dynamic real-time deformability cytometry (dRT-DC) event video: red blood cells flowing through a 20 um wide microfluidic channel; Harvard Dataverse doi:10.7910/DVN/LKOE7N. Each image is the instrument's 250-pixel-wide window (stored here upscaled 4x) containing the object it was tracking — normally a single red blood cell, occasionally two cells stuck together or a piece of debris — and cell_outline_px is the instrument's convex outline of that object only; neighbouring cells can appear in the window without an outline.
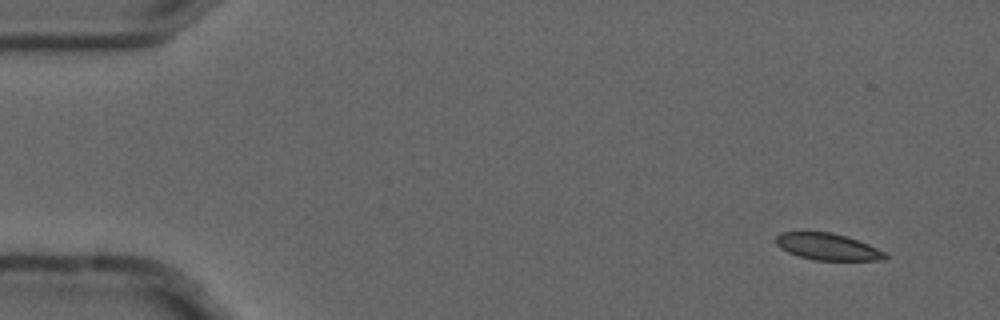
{"species": "common noctule bat (a hibernating species)", "species_latin": "Nyctalus noctula", "temperature_condition": "cold", "stored_images_in_passage": 4, "camera_frame_rate_fps": 3000, "um_per_image_px": 0.085, "animal": {"sex": "male", "forearm_length_mm": 52.5}, "frame": {"image": 1, "passage_image": 1, "time_ms": 0.0, "image_size_px": [1000, 320], "cell_outline_px": [[888, 256], [884, 260], [816, 260], [800, 256], [788, 252], [780, 248], [776, 244], [776, 236], [780, 232], [832, 232], [868, 244], [888, 252]], "centroid_in_image_um": [70.37, 20.97], "position_along_channel_um": 14.6, "area_um2": 16.94}}
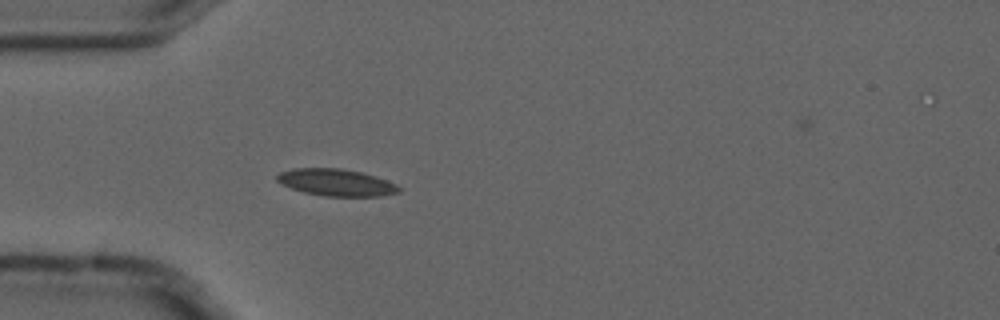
{"frame": {"image": 2, "passage_image": 4, "time_ms": 1.0, "image_size_px": [1000, 320], "cell_outline_px": [[400, 192], [380, 196], [324, 196], [304, 192], [280, 184], [276, 180], [276, 176], [280, 172], [292, 168], [340, 168], [360, 172], [376, 176], [396, 184], [400, 188]], "centroid_in_image_um": [28.55, 15.5], "position_along_channel_um": 56.4, "area_um2": 19.13}}